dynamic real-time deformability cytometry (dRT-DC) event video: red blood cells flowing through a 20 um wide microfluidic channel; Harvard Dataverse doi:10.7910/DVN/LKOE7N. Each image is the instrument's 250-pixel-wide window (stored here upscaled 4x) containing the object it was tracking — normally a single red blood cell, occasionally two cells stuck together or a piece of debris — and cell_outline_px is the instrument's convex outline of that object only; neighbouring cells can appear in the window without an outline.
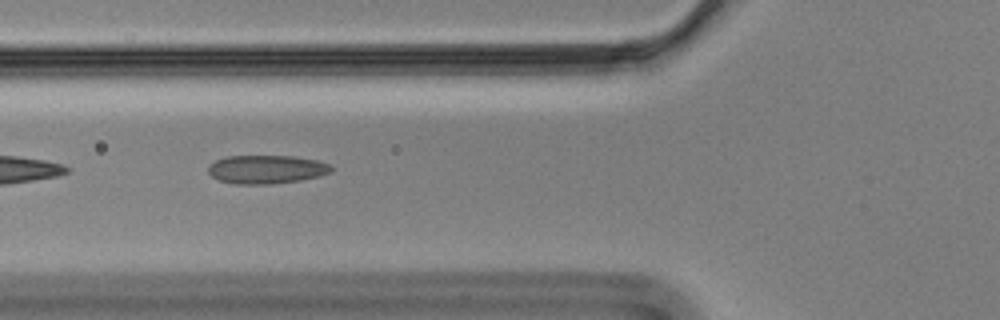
{"species": "Egyptian fruit bat (a non-hibernating species)", "species_latin": "Rousettus aegyptiacus", "temperature_condition": "cold", "stored_images_in_passage": 15, "camera_frame_rate_fps": 3000, "um_per_image_px": 0.085, "animal": {"sex": "male"}, "frame": {"image": 1, "passage_image": 5, "time_ms": 1.333, "image_size_px": [1000, 320], "cell_outline_px": [[332, 172], [320, 176], [300, 180], [272, 184], [236, 184], [220, 180], [212, 176], [208, 172], [208, 164], [224, 156], [292, 156], [316, 160], [328, 164], [332, 168]], "centroid_in_image_um": [22.63, 14.39], "position_along_channel_um": 103.2, "area_um2": 20.46}}